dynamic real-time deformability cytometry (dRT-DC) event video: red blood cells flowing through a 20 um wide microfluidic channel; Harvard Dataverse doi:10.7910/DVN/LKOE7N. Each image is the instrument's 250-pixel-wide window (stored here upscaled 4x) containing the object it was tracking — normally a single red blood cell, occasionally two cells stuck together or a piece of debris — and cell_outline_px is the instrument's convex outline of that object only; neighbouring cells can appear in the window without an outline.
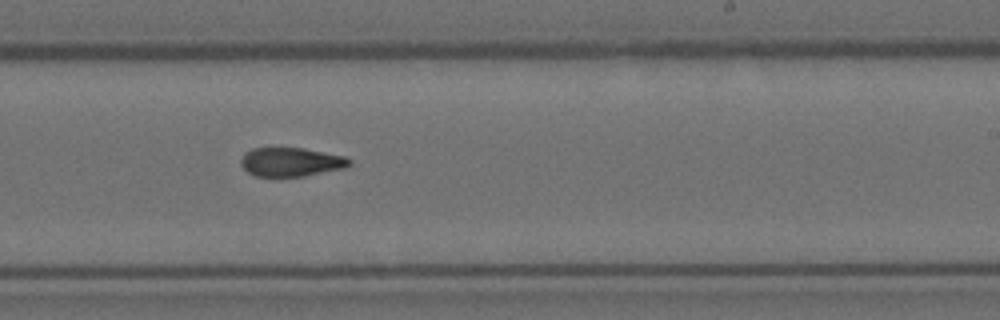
{"species": "Egyptian fruit bat (a non-hibernating species)", "species_latin": "Rousettus aegyptiacus", "temperature_condition": "room temperature", "stored_images_in_passage": 10, "camera_frame_rate_fps": 3000, "um_per_image_px": 0.085, "animal": {"sex": "female"}, "frame": {"image": 1, "passage_image": 9, "time_ms": 2.667, "image_size_px": [1000, 320], "cell_outline_px": [[352, 164], [344, 168], [304, 176], [256, 176], [248, 172], [240, 164], [240, 160], [244, 152], [252, 148], [304, 148], [344, 156], [352, 160]], "centroid_in_image_um": [24.73, 13.76], "position_along_channel_um": 264.3, "area_um2": 18.26}}
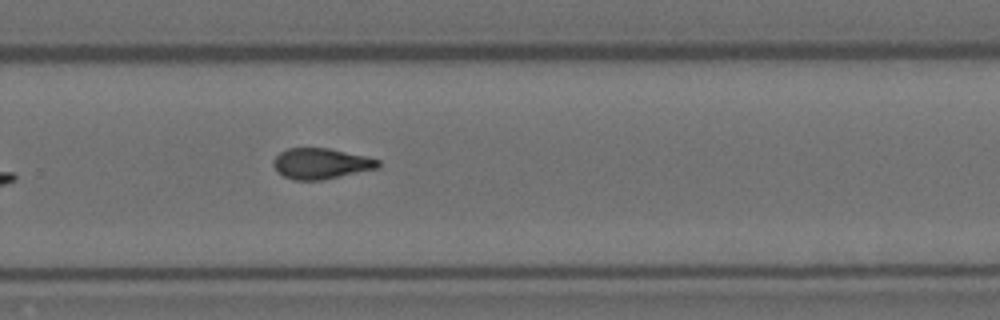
{"frame": {"image": 2, "passage_image": 10, "time_ms": 3.0, "image_size_px": [1000, 320], "cell_outline_px": [[380, 164], [376, 168], [324, 180], [292, 180], [284, 176], [272, 164], [272, 160], [280, 152], [288, 148], [328, 148], [364, 156], [380, 160]], "centroid_in_image_um": [27.25, 13.9], "position_along_channel_um": 302.5, "area_um2": 18.55}}